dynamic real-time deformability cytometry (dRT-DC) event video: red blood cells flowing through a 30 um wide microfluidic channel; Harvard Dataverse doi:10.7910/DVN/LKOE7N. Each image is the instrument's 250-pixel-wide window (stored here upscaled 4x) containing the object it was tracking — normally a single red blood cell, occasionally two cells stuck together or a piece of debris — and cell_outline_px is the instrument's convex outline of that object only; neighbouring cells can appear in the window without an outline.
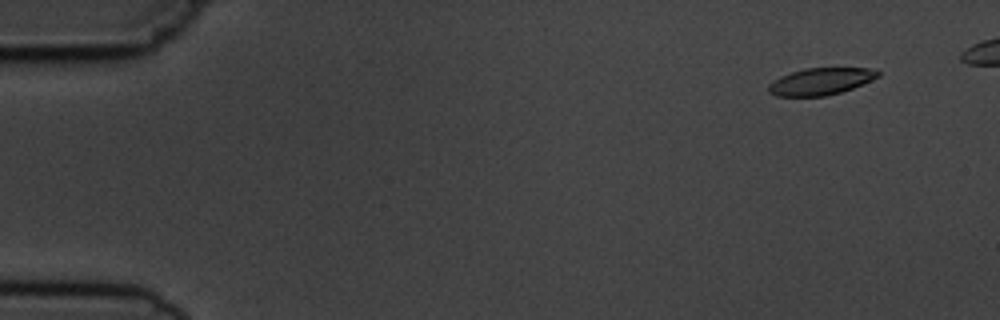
{"species": "common noctule bat (a hibernating species)", "species_latin": "Nyctalus noctula", "temperature_condition": "cold", "stored_images_in_passage": 7, "camera_frame_rate_fps": 3000, "um_per_image_px": 0.085, "animal": {"sex": "male", "body_mass_g": 19.5, "forearm_length_mm": 54.6}, "frame": {"image": 1, "passage_image": 2, "time_ms": 1.333, "image_size_px": [1000, 320], "cell_outline_px": [[880, 76], [852, 88], [840, 92], [824, 96], [776, 96], [768, 92], [768, 84], [772, 80], [780, 76], [804, 68], [868, 68], [880, 72]], "centroid_in_image_um": [69.71, 6.92], "position_along_channel_um": 15.3, "area_um2": 17.11}}
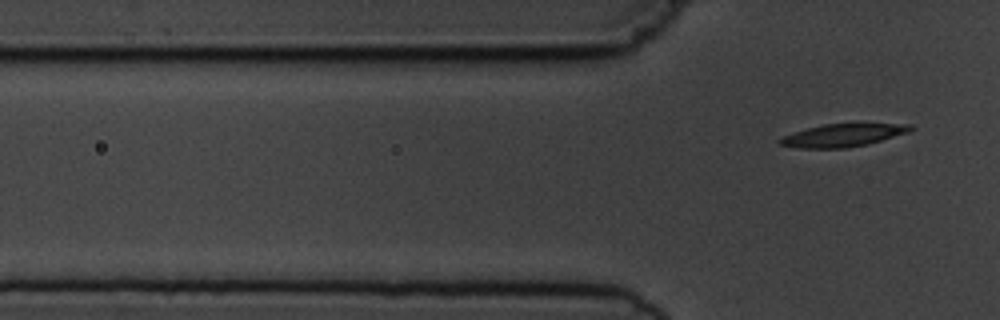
{"frame": {"image": 2, "passage_image": 7, "time_ms": 8.0, "image_size_px": [1000, 320], "cell_outline_px": [[916, 128], [908, 132], [880, 140], [864, 144], [844, 148], [800, 148], [780, 144], [776, 140], [784, 136], [808, 128], [824, 124], [912, 124]], "centroid_in_image_um": [71.64, 11.49], "position_along_channel_um": 54.2, "area_um2": 16.88}}